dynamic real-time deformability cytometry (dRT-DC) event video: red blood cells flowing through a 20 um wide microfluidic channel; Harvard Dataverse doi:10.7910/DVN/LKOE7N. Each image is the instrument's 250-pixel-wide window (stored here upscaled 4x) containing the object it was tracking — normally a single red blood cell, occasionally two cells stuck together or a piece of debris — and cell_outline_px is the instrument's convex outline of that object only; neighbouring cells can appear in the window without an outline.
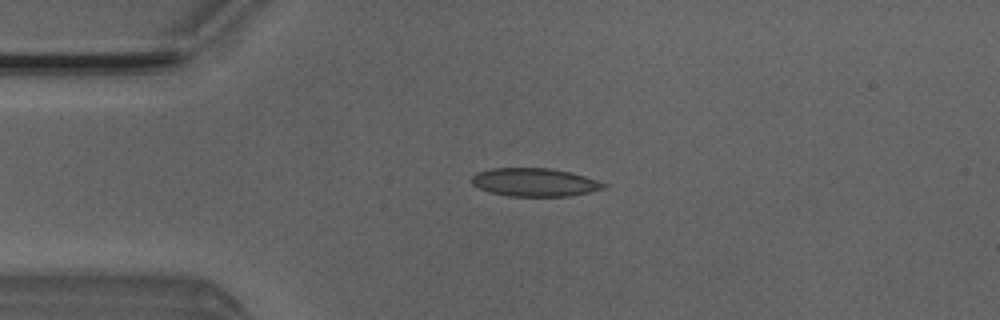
{"species": "Egyptian fruit bat (a non-hibernating species)", "species_latin": "Rousettus aegyptiacus", "temperature_condition": "room temperature", "stored_images_in_passage": 5, "camera_frame_rate_fps": 3000, "um_per_image_px": 0.085, "animal": {"sex": "male"}, "frame": {"image": 1, "passage_image": 4, "time_ms": 1.0, "image_size_px": [1000, 320], "cell_outline_px": [[608, 188], [568, 196], [508, 196], [488, 192], [472, 184], [468, 180], [476, 172], [492, 168], [548, 168], [572, 172], [608, 184]], "centroid_in_image_um": [45.42, 15.49], "position_along_channel_um": 39.6, "area_um2": 21.91}}